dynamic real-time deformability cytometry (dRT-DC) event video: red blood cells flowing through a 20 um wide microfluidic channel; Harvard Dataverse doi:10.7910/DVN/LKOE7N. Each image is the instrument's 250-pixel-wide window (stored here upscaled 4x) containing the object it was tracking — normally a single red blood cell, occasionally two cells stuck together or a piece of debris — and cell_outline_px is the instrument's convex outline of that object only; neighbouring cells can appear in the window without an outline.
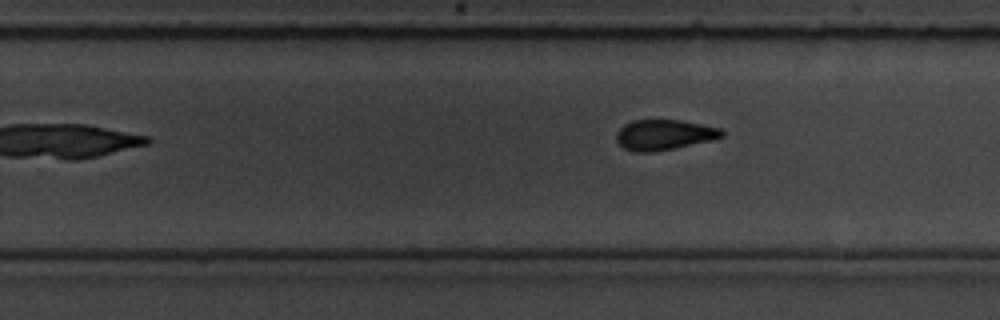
{"species": "common noctule bat (a hibernating species)", "species_latin": "Nyctalus noctula", "temperature_condition": "room temperature", "stored_images_in_passage": 11, "camera_frame_rate_fps": 3000, "um_per_image_px": 0.085, "animal": {"sex": "male", "body_mass_g": 19.5, "forearm_length_mm": 54.6}, "frame": {"image": 1, "passage_image": 11, "time_ms": 12.667, "image_size_px": [1000, 320], "cell_outline_px": [[724, 136], [712, 140], [676, 148], [652, 152], [636, 152], [624, 148], [616, 140], [616, 132], [624, 124], [632, 120], [680, 120], [720, 128], [724, 132]], "centroid_in_image_um": [56.44, 11.46], "position_along_channel_um": 273.4, "area_um2": 18.67}}